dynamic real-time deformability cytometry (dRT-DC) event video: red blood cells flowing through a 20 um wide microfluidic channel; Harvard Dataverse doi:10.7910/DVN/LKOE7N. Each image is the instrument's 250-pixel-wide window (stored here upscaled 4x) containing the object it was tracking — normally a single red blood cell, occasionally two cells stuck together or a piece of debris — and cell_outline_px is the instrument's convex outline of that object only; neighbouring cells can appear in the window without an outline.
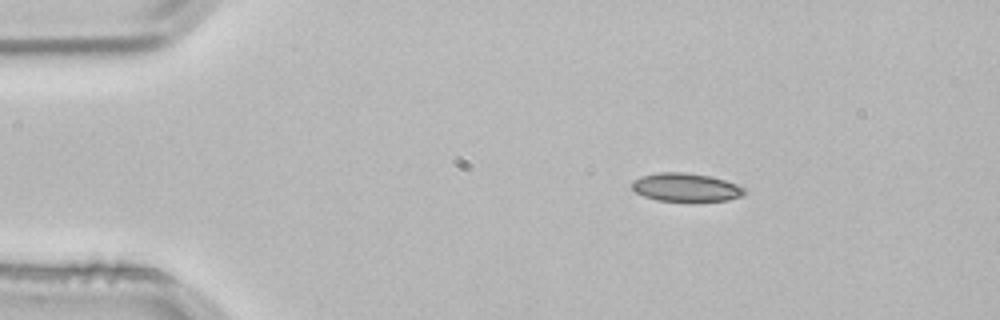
{"species": "common noctule bat (a hibernating species)", "species_latin": "Nyctalus noctula", "temperature_condition": "room temperature", "stored_images_in_passage": 3, "camera_frame_rate_fps": 3000, "um_per_image_px": 0.085, "animal": {"sex": "male", "body_mass_g": 21.5, "forearm_length_mm": 52.0}, "frame": {"image": 1, "passage_image": 1, "time_ms": 0.0, "image_size_px": [1000, 320], "cell_outline_px": [[748, 192], [744, 196], [728, 200], [656, 200], [644, 196], [636, 192], [632, 188], [632, 180], [640, 176], [656, 172], [684, 172], [712, 176], [736, 184], [744, 188]], "centroid_in_image_um": [58.3, 15.9], "position_along_channel_um": 26.7, "area_um2": 18.55}}